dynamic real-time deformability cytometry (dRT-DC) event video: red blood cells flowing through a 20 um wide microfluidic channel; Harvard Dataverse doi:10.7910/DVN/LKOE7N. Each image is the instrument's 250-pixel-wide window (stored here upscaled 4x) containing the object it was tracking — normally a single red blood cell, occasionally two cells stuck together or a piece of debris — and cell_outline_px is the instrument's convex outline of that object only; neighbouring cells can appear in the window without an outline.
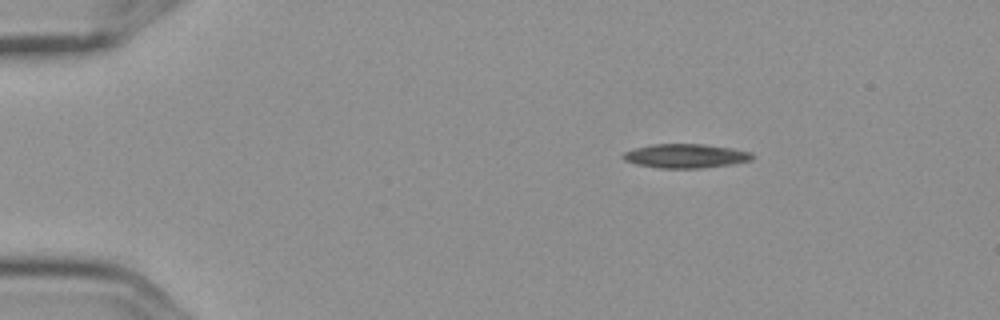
{"species": "Egyptian fruit bat (a non-hibernating species)", "species_latin": "Rousettus aegyptiacus", "temperature_condition": "cold", "stored_images_in_passage": 4, "camera_frame_rate_fps": 3000, "um_per_image_px": 0.085, "frame": {"image": 1, "passage_image": 1, "time_ms": 0.0, "image_size_px": [1000, 320], "cell_outline_px": [[756, 156], [752, 160], [732, 164], [700, 168], [660, 168], [636, 164], [624, 160], [620, 156], [624, 152], [636, 148], [652, 144], [704, 144], [752, 152]], "centroid_in_image_um": [58.28, 13.26], "position_along_channel_um": 26.7, "area_um2": 18.09}}
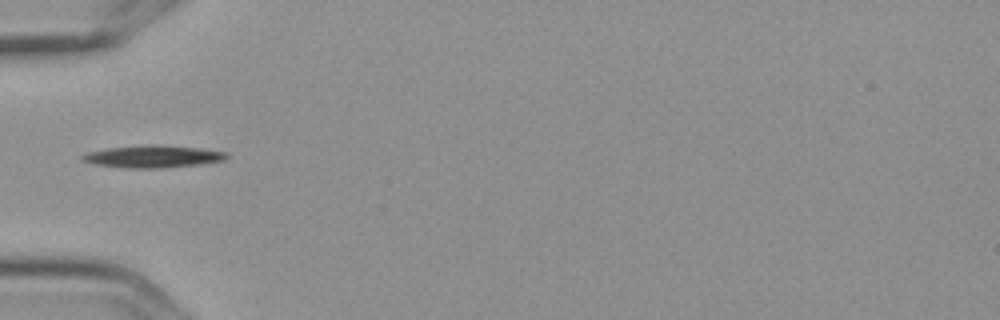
{"frame": {"image": 2, "passage_image": 4, "time_ms": 1.0, "image_size_px": [1000, 320], "cell_outline_px": [[228, 156], [224, 160], [196, 164], [164, 168], [128, 168], [96, 164], [84, 160], [80, 156], [84, 152], [108, 148], [152, 144], [160, 144], [200, 148], [224, 152]], "centroid_in_image_um": [12.96, 13.29], "position_along_channel_um": 72.0, "area_um2": 18.55}}